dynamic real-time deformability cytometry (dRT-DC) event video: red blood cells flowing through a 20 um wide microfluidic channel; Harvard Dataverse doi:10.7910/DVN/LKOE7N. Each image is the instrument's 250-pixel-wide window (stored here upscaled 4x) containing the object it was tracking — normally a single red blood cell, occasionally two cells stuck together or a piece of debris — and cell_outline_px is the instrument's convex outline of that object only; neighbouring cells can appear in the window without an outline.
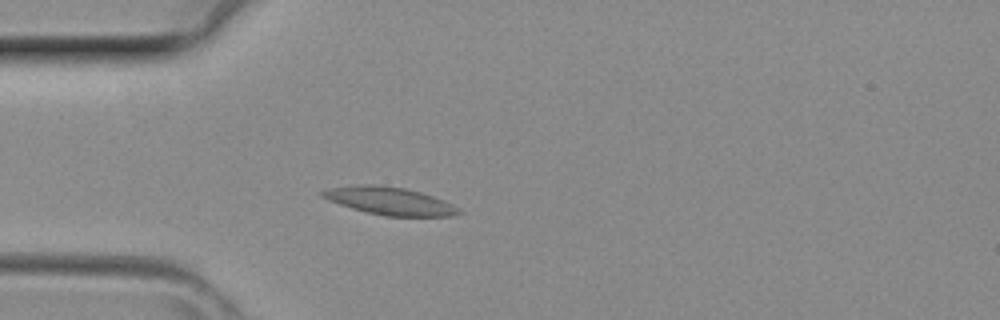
{"species": "common noctule bat (a hibernating species)", "species_latin": "Nyctalus noctula", "temperature_condition": "room temperature", "stored_images_in_passage": 3, "camera_frame_rate_fps": 3000, "um_per_image_px": 0.085, "animal": {"sex": "female", "body_mass_g": 29.2, "forearm_length_mm": 56.3}, "frame": {"image": 1, "passage_image": 3, "time_ms": 0.667, "image_size_px": [1000, 320], "cell_outline_px": [[464, 212], [456, 216], [384, 216], [352, 208], [328, 200], [320, 196], [320, 192], [328, 188], [356, 184], [372, 184], [404, 188], [420, 192], [444, 200], [460, 208]], "centroid_in_image_um": [33.14, 17.08], "position_along_channel_um": 51.9, "area_um2": 22.08}}